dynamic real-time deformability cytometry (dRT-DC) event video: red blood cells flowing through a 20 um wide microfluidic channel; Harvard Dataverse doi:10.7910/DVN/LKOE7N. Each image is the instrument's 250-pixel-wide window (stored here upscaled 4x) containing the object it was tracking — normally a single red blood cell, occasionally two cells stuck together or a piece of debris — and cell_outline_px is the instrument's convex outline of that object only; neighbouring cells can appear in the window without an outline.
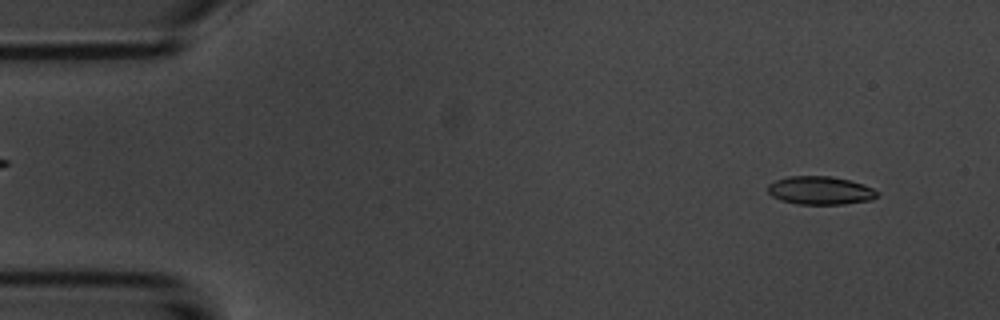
{"species": "common noctule bat (a hibernating species)", "species_latin": "Nyctalus noctula", "temperature_condition": "room temperature", "stored_images_in_passage": 51, "camera_frame_rate_fps": 3000, "um_per_image_px": 0.085, "animal": {"sex": "male", "body_mass_g": 20.1, "forearm_length_mm": 53.5}, "frame": {"image": 1, "passage_image": 1, "time_ms": 0.0, "image_size_px": [1000, 320], "cell_outline_px": [[880, 196], [872, 200], [844, 204], [796, 204], [780, 200], [772, 196], [768, 192], [768, 184], [776, 180], [788, 176], [832, 176], [864, 184], [880, 192]], "centroid_in_image_um": [69.75, 16.19], "position_along_channel_um": 15.2, "area_um2": 18.21}}
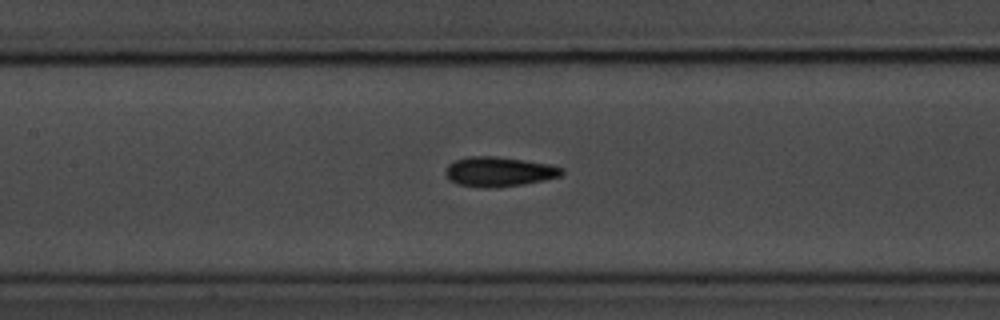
{"frame": {"image": 2, "passage_image": 21, "time_ms": 6.667, "image_size_px": [1000, 320], "cell_outline_px": [[564, 172], [560, 176], [544, 180], [524, 184], [496, 188], [480, 188], [456, 184], [448, 180], [444, 172], [448, 164], [456, 160], [468, 156], [496, 156], [524, 160], [548, 164], [564, 168]], "centroid_in_image_um": [42.37, 14.6], "position_along_channel_um": 165.0, "area_um2": 20.4}}
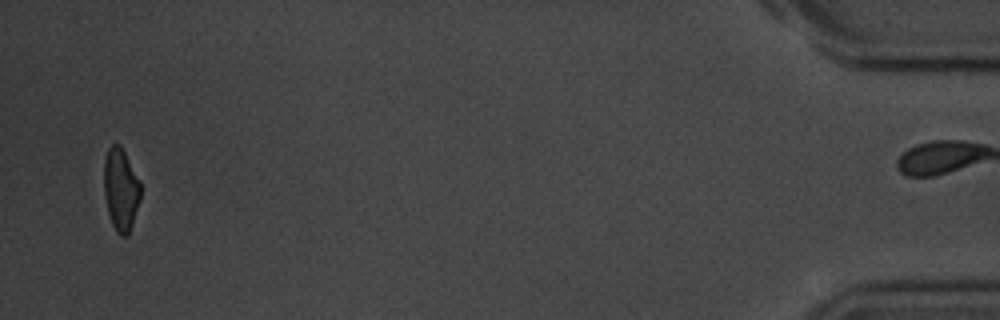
{"frame": {"image": 3, "passage_image": 49, "time_ms": 16.0, "image_size_px": [1000, 320], "cell_outline_px": [[140, 200], [128, 236], [120, 236], [116, 232], [112, 224], [108, 212], [104, 196], [104, 160], [108, 148], [112, 144], [120, 144], [140, 180]], "centroid_in_image_um": [10.26, 16.11], "position_along_channel_um": 424.9, "area_um2": 17.69}, "authors_computed_cell_mechanics": {"area_um2": 18.9584, "velocity_mm_per_s": 3.713, "shape_relaxation_time_tau1_ms": 4.4142, "shape_relaxation_time_tau2_ms": 3.1965, "deformation_change_tau1": 0.1545, "deformation_change_tau2": 0.0998}}